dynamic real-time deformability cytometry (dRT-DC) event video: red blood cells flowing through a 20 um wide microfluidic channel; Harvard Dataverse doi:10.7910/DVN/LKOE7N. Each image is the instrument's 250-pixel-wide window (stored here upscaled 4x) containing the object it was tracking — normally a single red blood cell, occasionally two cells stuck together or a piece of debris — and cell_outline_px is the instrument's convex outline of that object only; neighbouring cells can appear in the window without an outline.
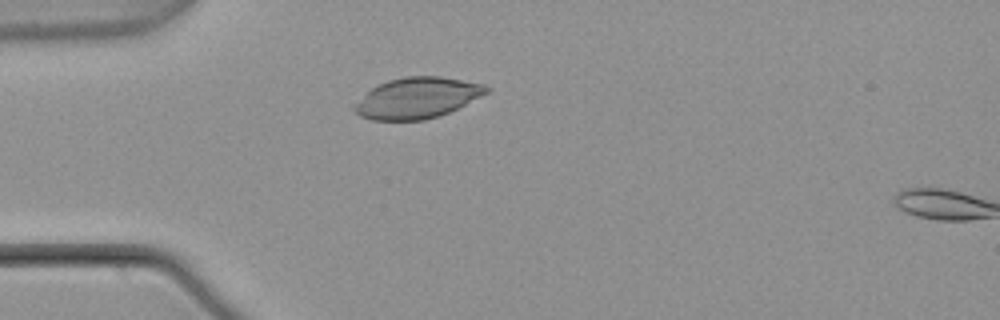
{"species": "common noctule bat (a hibernating species)", "species_latin": "Nyctalus noctula", "temperature_condition": "warm", "stored_images_in_passage": 4, "camera_frame_rate_fps": 3000, "um_per_image_px": 0.085, "animal": {"sex": "male", "body_mass_g": 21.5, "forearm_length_mm": 52.0}, "frame": {"image": 1, "passage_image": 3, "time_ms": 0.667, "image_size_px": [1000, 320], "cell_outline_px": [[492, 88], [488, 92], [440, 116], [424, 120], [372, 120], [360, 116], [352, 108], [352, 104], [372, 88], [388, 80], [404, 76], [440, 76], [484, 84]], "centroid_in_image_um": [35.43, 8.32], "position_along_channel_um": 49.6, "area_um2": 31.33}}